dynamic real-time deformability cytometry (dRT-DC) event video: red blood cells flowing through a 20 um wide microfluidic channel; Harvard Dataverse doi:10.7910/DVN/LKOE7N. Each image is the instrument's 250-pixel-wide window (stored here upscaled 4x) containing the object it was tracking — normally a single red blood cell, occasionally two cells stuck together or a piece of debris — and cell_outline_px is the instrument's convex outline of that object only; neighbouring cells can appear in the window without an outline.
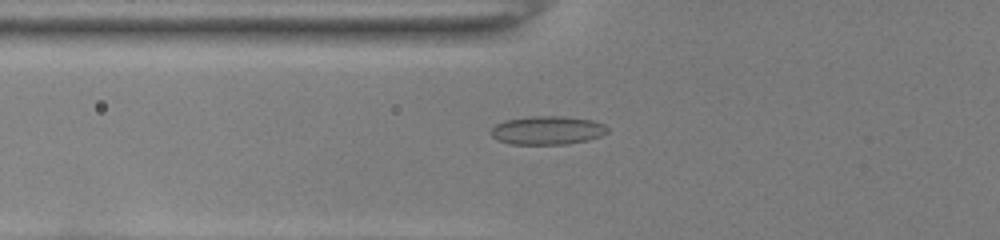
{"species": "common noctule bat (a hibernating species)", "species_latin": "Nyctalus noctula", "temperature_condition": "room temperature", "stored_images_in_passage": 42, "camera_frame_rate_fps": 3000, "um_per_image_px": 0.085, "animal": {"sex": "female", "body_mass_g": 22.0, "forearm_length_mm": 56.7}, "frame": {"image": 1, "passage_image": 11, "time_ms": 3.333, "image_size_px": [1000, 240], "cell_outline_px": [[608, 132], [600, 136], [588, 140], [568, 144], [512, 144], [496, 140], [492, 136], [492, 128], [496, 124], [504, 120], [532, 116], [560, 116], [592, 120], [604, 124], [608, 128]], "centroid_in_image_um": [46.53, 11.08], "position_along_channel_um": 79.3, "area_um2": 19.36}}
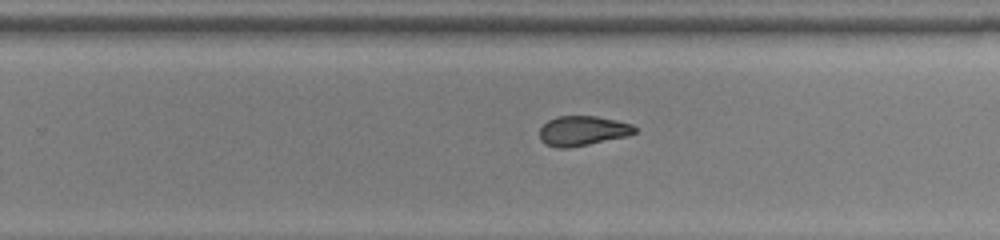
{"frame": {"image": 2, "passage_image": 26, "time_ms": 8.333, "image_size_px": [1000, 240], "cell_outline_px": [[636, 132], [628, 136], [568, 148], [556, 148], [544, 144], [540, 140], [540, 128], [548, 120], [556, 116], [596, 116], [616, 120], [632, 124], [636, 128]], "centroid_in_image_um": [49.5, 11.12], "position_along_channel_um": 280.3, "area_um2": 16.59}}
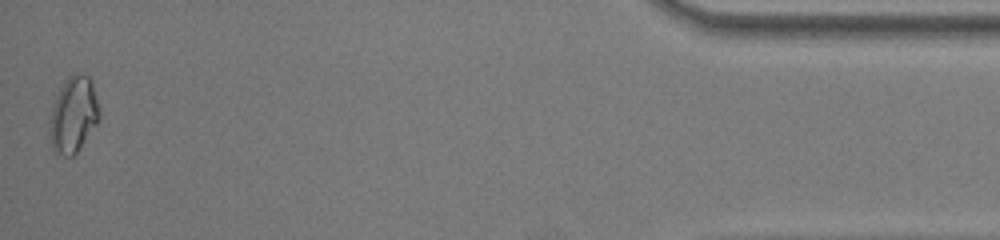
{"frame": {"image": 3, "passage_image": 42, "time_ms": 13.667, "image_size_px": [1000, 240], "cell_outline_px": [[100, 120], [76, 152], [72, 156], [64, 156], [52, 152], [48, 132], [48, 124], [52, 104], [64, 80], [68, 76], [80, 72], [88, 76], [92, 80], [100, 112]], "centroid_in_image_um": [6.21, 9.75], "position_along_channel_um": 429.0, "area_um2": 22.48}, "authors_computed_cell_mechanics": {"area_um2": 17.2822, "velocity_mm_per_s": 4.0341, "shape_relaxation_time_tau1_ms": null, "shape_relaxation_time_tau2_ms": 1.5283, "deformation_change_tau1": null, "deformation_change_tau2": 0.0796}}